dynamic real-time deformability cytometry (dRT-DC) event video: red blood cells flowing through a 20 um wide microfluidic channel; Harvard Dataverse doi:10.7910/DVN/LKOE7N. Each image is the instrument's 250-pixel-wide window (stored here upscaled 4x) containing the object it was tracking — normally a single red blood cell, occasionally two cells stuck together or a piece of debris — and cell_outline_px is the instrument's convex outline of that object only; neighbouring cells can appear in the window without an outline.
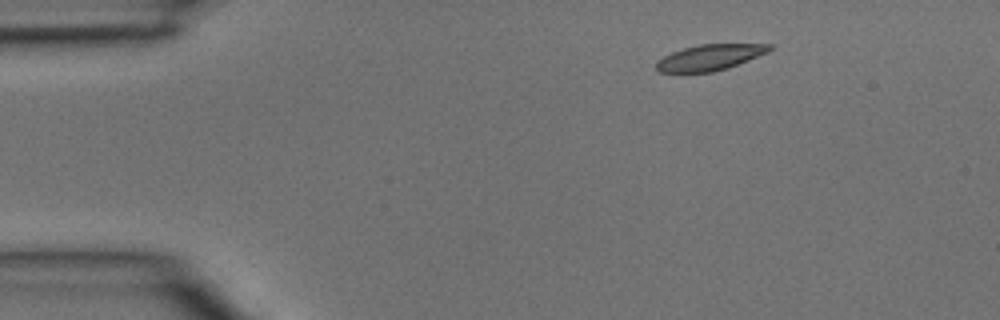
{"species": "common noctule bat (a hibernating species)", "species_latin": "Nyctalus noctula", "temperature_condition": "room temperature", "stored_images_in_passage": 4, "camera_frame_rate_fps": 3000, "um_per_image_px": 0.085, "animal": {"sex": "male", "body_mass_g": 15.6}, "frame": {"image": 1, "passage_image": 1, "time_ms": 0.0, "image_size_px": [1000, 320], "cell_outline_px": [[772, 48], [768, 52], [728, 68], [712, 72], [660, 72], [656, 68], [656, 60], [672, 52], [684, 48], [700, 44], [772, 44]], "centroid_in_image_um": [60.33, 4.88], "position_along_channel_um": 24.7, "area_um2": 16.94}}
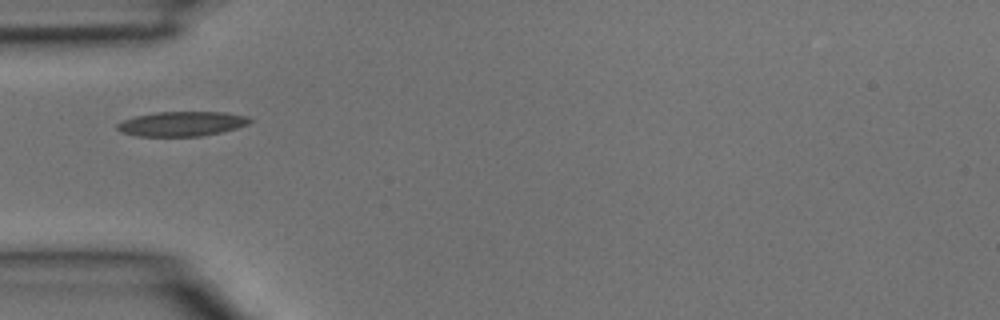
{"frame": {"image": 2, "passage_image": 3, "time_ms": 0.667, "image_size_px": [1000, 320], "cell_outline_px": [[252, 120], [248, 124], [236, 128], [220, 132], [200, 136], [136, 136], [120, 132], [116, 128], [116, 124], [124, 120], [136, 116], [156, 112], [224, 112], [248, 116]], "centroid_in_image_um": [15.44, 10.52], "position_along_channel_um": 69.6, "area_um2": 19.02}}